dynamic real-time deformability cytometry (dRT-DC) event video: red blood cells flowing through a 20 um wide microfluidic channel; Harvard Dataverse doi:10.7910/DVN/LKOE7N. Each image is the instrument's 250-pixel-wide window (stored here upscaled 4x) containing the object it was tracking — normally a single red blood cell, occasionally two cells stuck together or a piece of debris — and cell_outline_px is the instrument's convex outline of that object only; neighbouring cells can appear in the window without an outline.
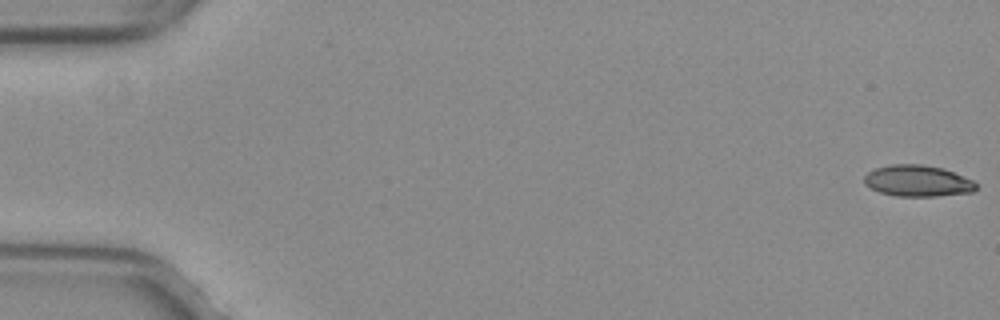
{"species": "common noctule bat (a hibernating species)", "species_latin": "Nyctalus noctula", "temperature_condition": "warm", "stored_images_in_passage": 53, "camera_frame_rate_fps": 3000, "um_per_image_px": 0.085, "animal": {"sex": "female", "body_mass_g": 29.2, "forearm_length_mm": 56.3}, "frame": {"image": 1, "passage_image": 1, "time_ms": 0.0, "image_size_px": [1000, 320], "cell_outline_px": [[976, 188], [972, 192], [936, 196], [896, 196], [880, 192], [864, 184], [864, 176], [868, 172], [876, 168], [892, 164], [920, 164], [944, 168], [972, 180], [976, 184]], "centroid_in_image_um": [77.98, 15.37], "position_along_channel_um": 7.0, "area_um2": 20.29}}
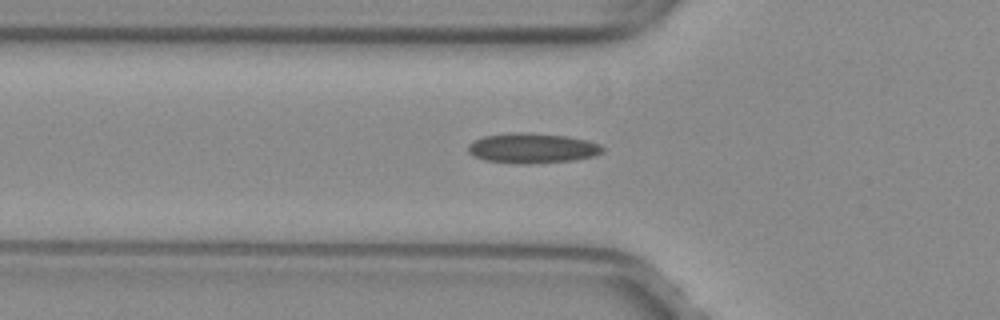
{"frame": {"image": 2, "passage_image": 19, "time_ms": 6.0, "image_size_px": [1000, 320], "cell_outline_px": [[604, 152], [592, 156], [572, 160], [528, 164], [516, 164], [484, 160], [472, 156], [468, 152], [468, 144], [484, 136], [512, 132], [524, 132], [568, 136], [588, 140], [600, 144], [604, 148]], "centroid_in_image_um": [45.23, 12.59], "position_along_channel_um": 80.6, "area_um2": 23.7}}
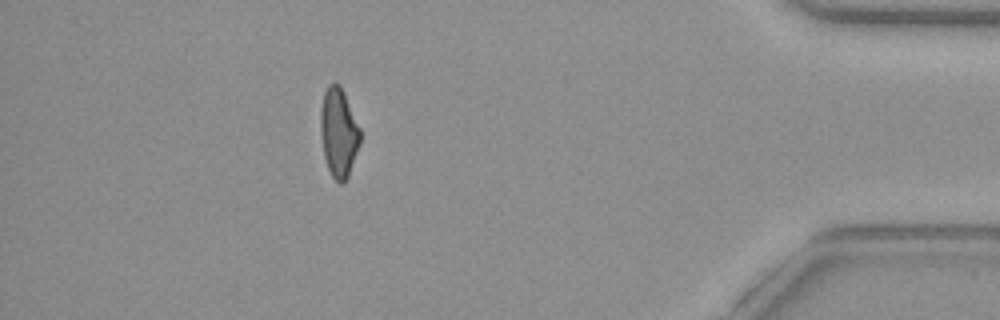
{"frame": {"image": 3, "passage_image": 47, "time_ms": 15.333, "image_size_px": [1000, 320], "cell_outline_px": [[360, 144], [348, 176], [344, 184], [340, 184], [332, 176], [328, 168], [324, 156], [320, 128], [320, 108], [324, 92], [328, 84], [340, 84], [344, 92], [360, 128]], "centroid_in_image_um": [28.78, 11.26], "position_along_channel_um": 406.4, "area_um2": 20.58}, "authors_computed_cell_mechanics": {"area_um2": 21.2126, "velocity_mm_per_s": 4.0077, "shape_relaxation_time_tau1_ms": null, "shape_relaxation_time_tau2_ms": 1.8998, "deformation_change_tau1": null, "deformation_change_tau2": 0.0946}}